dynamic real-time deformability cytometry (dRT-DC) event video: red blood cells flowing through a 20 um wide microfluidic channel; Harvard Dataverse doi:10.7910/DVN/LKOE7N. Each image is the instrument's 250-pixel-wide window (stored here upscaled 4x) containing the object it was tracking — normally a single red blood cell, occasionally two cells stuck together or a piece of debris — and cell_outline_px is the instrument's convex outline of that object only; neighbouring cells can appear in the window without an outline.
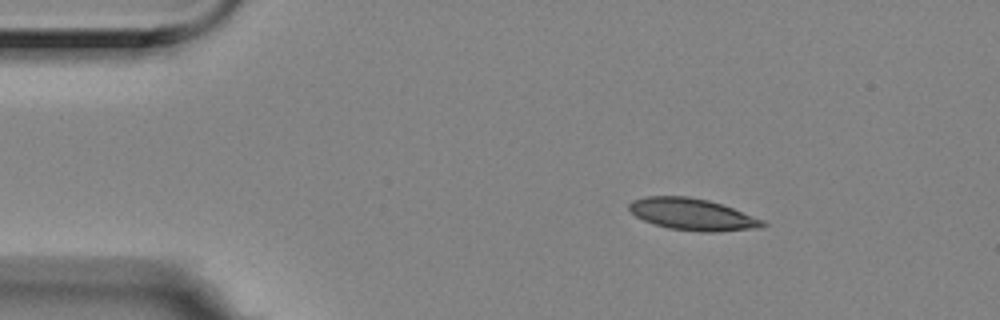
{"species": "Egyptian fruit bat (a non-hibernating species)", "species_latin": "Rousettus aegyptiacus", "temperature_condition": "room temperature", "stored_images_in_passage": 3, "camera_frame_rate_fps": 3000, "um_per_image_px": 0.085, "animal": {"sex": "female"}, "frame": {"image": 1, "passage_image": 1, "time_ms": 0.0, "image_size_px": [1000, 320], "cell_outline_px": [[768, 224], [760, 228], [716, 232], [700, 232], [668, 228], [644, 220], [636, 216], [628, 208], [628, 204], [632, 200], [648, 196], [688, 196], [708, 200], [732, 208], [764, 220]], "centroid_in_image_um": [58.87, 18.22], "position_along_channel_um": 26.1, "area_um2": 24.62}}